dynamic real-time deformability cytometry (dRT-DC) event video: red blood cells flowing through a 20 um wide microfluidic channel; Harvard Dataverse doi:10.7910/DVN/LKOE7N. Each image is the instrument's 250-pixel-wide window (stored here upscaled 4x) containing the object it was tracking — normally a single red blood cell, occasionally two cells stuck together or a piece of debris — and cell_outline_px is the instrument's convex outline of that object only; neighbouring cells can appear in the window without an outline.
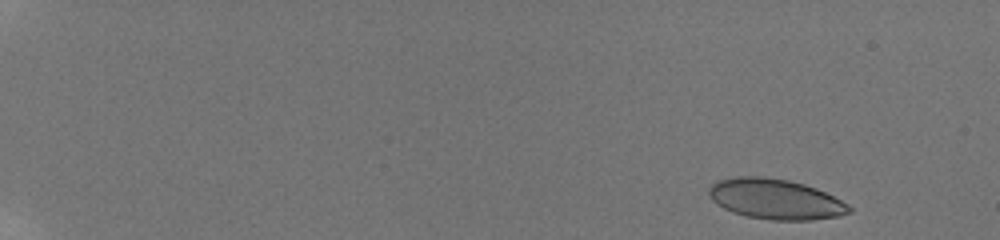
{"species": "human", "species_latin": "Homo sapiens", "temperature_condition": "room temperature", "stored_images_in_passage": 54, "camera_frame_rate_fps": 3000, "um_per_image_px": 0.085, "donor": {"sex": "male"}, "frame": {"image": 1, "passage_image": 3, "time_ms": 0.667, "image_size_px": [1000, 240], "cell_outline_px": [[852, 212], [840, 216], [812, 220], [772, 220], [748, 216], [732, 212], [716, 204], [708, 196], [708, 188], [712, 184], [720, 180], [736, 176], [764, 176], [788, 180], [804, 184], [816, 188], [848, 204], [852, 208]], "centroid_in_image_um": [65.9, 16.92], "position_along_channel_um": 19.1, "area_um2": 33.0}}
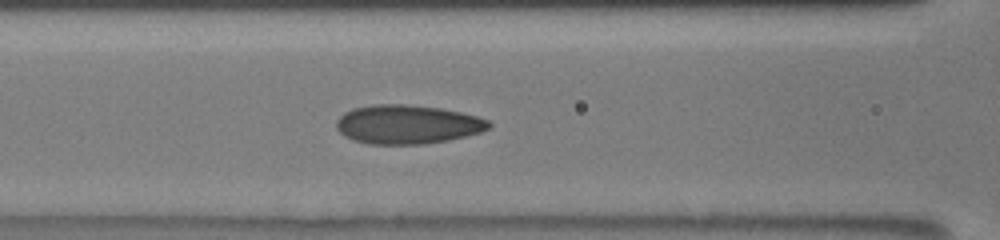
{"frame": {"image": 2, "passage_image": 26, "time_ms": 8.333, "image_size_px": [1000, 240], "cell_outline_px": [[492, 124], [488, 128], [480, 132], [448, 140], [424, 144], [368, 144], [352, 140], [344, 136], [336, 128], [336, 120], [344, 112], [352, 108], [376, 104], [404, 104], [440, 108], [460, 112], [476, 116], [488, 120]], "centroid_in_image_um": [34.58, 10.57], "position_along_channel_um": 132.0, "area_um2": 34.62}}
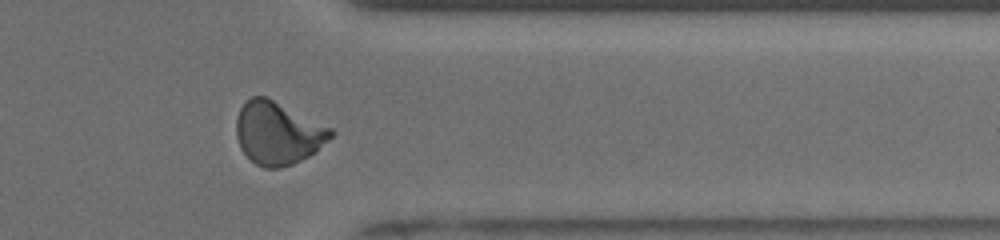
{"frame": {"image": 3, "passage_image": 46, "time_ms": 15.0, "image_size_px": [1000, 240], "cell_outline_px": [[336, 132], [316, 152], [292, 164], [276, 168], [264, 168], [256, 164], [240, 148], [236, 136], [236, 120], [240, 108], [252, 96], [264, 96], [332, 128]], "centroid_in_image_um": [23.61, 11.32], "position_along_channel_um": 387.8, "area_um2": 34.16}, "authors_computed_cell_mechanics": {"area_um2": 33.0327, "velocity_mm_per_s": 3.8625, "shape_relaxation_time_tau1_ms": 10.8503, "shape_relaxation_time_tau2_ms": 0.7596, "deformation_change_tau1": 0.275, "deformation_change_tau2": 0.0629}}